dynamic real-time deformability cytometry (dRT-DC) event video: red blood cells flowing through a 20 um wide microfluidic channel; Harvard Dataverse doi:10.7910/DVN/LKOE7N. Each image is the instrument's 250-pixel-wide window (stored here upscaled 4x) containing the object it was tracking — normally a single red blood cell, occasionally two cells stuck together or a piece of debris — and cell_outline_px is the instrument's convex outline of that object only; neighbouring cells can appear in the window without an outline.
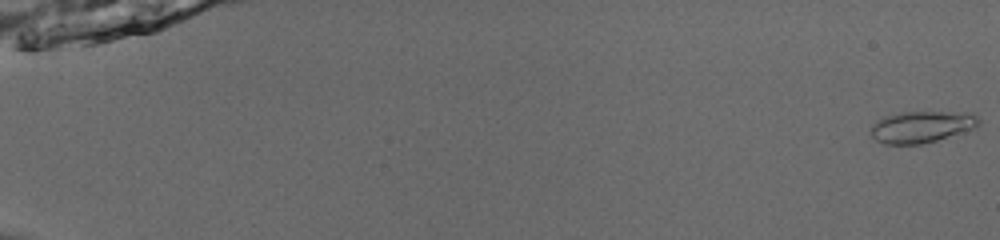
{"species": "common noctule bat (a hibernating species)", "species_latin": "Nyctalus noctula", "temperature_condition": "room temperature", "stored_images_in_passage": 53, "camera_frame_rate_fps": 3000, "um_per_image_px": 0.085, "animal": {"sex": "male", "body_mass_g": 13.0, "forearm_length_mm": 53.1}, "frame": {"image": 1, "passage_image": 1, "time_ms": 0.0, "image_size_px": [1000, 240], "cell_outline_px": [[980, 124], [976, 128], [964, 132], [936, 140], [920, 144], [884, 144], [876, 140], [872, 136], [872, 124], [884, 116], [904, 112], [972, 112], [980, 120]], "centroid_in_image_um": [78.38, 10.77], "position_along_channel_um": 6.6, "area_um2": 19.88}}
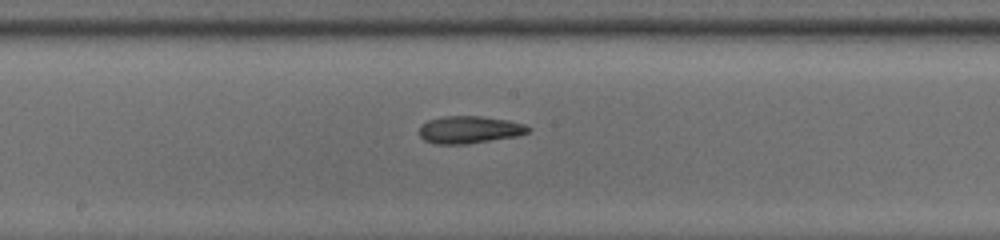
{"frame": {"image": 2, "passage_image": 31, "time_ms": 10.0, "image_size_px": [1000, 240], "cell_outline_px": [[532, 128], [528, 132], [520, 136], [468, 144], [436, 144], [424, 140], [420, 136], [420, 124], [428, 120], [444, 116], [480, 116], [508, 120], [524, 124]], "centroid_in_image_um": [39.92, 11.03], "position_along_channel_um": 208.3, "area_um2": 17.57}}
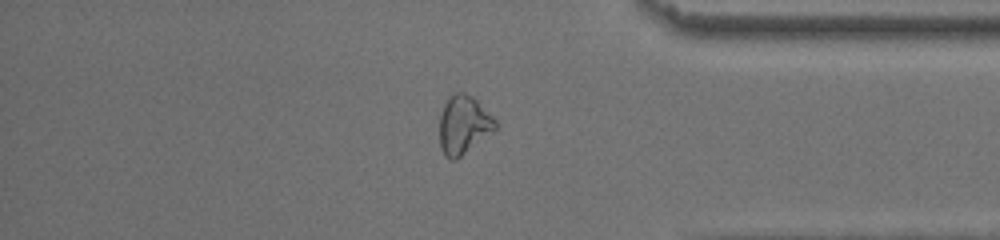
{"frame": {"image": 3, "passage_image": 46, "time_ms": 15.0, "image_size_px": [1000, 240], "cell_outline_px": [[496, 128], [456, 160], [452, 160], [444, 156], [440, 148], [440, 116], [444, 104], [448, 96], [456, 92], [464, 92], [472, 96], [496, 120]], "centroid_in_image_um": [39.37, 10.6], "position_along_channel_um": 395.8, "area_um2": 18.79}, "authors_computed_cell_mechanics": {"area_um2": 18.1492, "velocity_mm_per_s": 3.9769, "shape_relaxation_time_tau1_ms": 6.9747, "shape_relaxation_time_tau2_ms": 5.3837, "deformation_change_tau1": 0.1492, "deformation_change_tau2": 0.136}}